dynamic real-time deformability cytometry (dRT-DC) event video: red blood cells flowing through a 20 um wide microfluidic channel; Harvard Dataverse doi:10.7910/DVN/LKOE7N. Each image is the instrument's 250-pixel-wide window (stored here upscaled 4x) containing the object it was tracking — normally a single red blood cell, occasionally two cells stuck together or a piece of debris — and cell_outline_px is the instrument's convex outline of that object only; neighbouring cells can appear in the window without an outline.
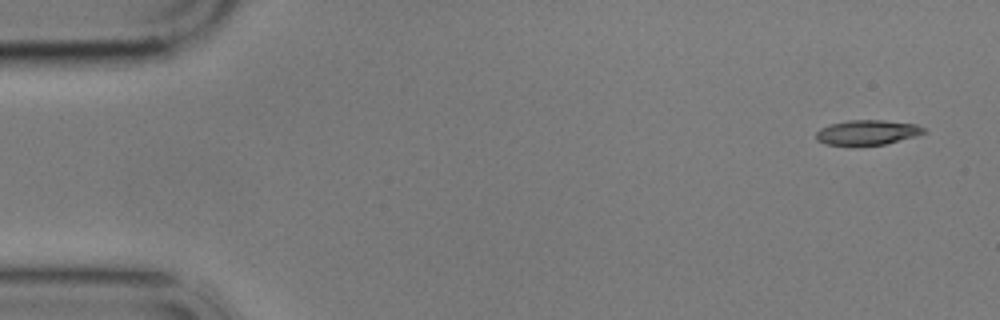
{"species": "common noctule bat (a hibernating species)", "species_latin": "Nyctalus noctula", "temperature_condition": "cold", "stored_images_in_passage": 4, "camera_frame_rate_fps": 3000, "um_per_image_px": 0.085, "animal": {"sex": "male", "body_mass_g": 17.9}, "frame": {"image": 1, "passage_image": 1, "time_ms": 0.0, "image_size_px": [1000, 320], "cell_outline_px": [[928, 132], [916, 136], [884, 144], [828, 144], [816, 140], [816, 132], [820, 128], [828, 124], [848, 120], [884, 120], [916, 124], [924, 128]], "centroid_in_image_um": [73.73, 11.23], "position_along_channel_um": 11.3, "area_um2": 15.43}}